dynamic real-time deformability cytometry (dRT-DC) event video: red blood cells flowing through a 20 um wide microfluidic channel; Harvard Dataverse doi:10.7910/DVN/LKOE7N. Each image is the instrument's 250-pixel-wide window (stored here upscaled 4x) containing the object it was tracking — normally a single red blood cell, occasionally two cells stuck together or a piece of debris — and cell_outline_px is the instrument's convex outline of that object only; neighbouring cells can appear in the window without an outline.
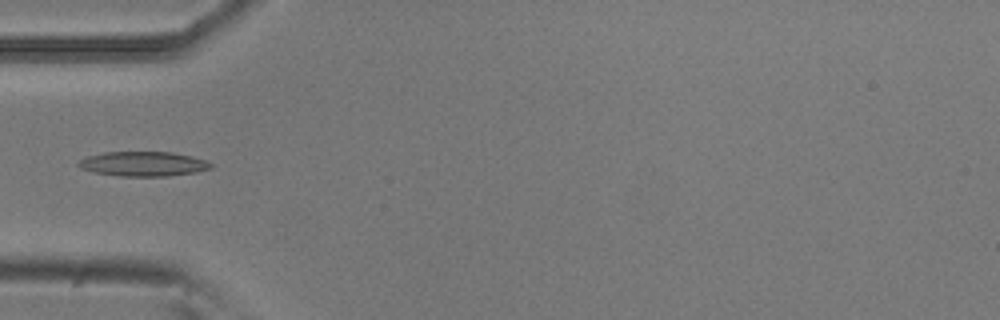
{"species": "common noctule bat (a hibernating species)", "species_latin": "Nyctalus noctula", "temperature_condition": "room temperature", "stored_images_in_passage": 2, "camera_frame_rate_fps": 3000, "um_per_image_px": 0.085, "animal": {"sex": "male", "body_mass_g": 20.5, "forearm_length_mm": 52.5}, "frame": {"image": 1, "passage_image": 2, "time_ms": 0.333, "image_size_px": [1000, 320], "cell_outline_px": [[212, 168], [196, 172], [168, 176], [120, 176], [96, 172], [80, 168], [76, 164], [80, 160], [88, 156], [104, 152], [172, 152], [192, 156], [204, 160], [212, 164]], "centroid_in_image_um": [12.18, 13.93], "position_along_channel_um": 72.8, "area_um2": 18.9}}